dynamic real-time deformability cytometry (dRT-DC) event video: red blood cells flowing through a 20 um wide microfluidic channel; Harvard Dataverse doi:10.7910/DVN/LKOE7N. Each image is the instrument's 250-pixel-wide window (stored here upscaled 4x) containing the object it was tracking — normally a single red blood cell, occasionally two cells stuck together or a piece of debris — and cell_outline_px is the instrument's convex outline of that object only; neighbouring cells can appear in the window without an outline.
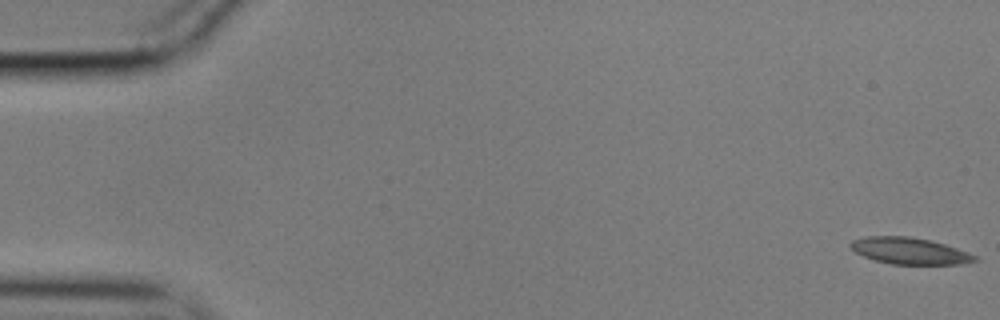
{"species": "common noctule bat (a hibernating species)", "species_latin": "Nyctalus noctula", "temperature_condition": "cold", "stored_images_in_passage": 57, "camera_frame_rate_fps": 3000, "um_per_image_px": 0.085, "animal": {"sex": "male", "body_mass_g": 17.9}, "frame": {"image": 1, "passage_image": 1, "time_ms": 0.0, "image_size_px": [1000, 320], "cell_outline_px": [[980, 260], [960, 264], [892, 264], [876, 260], [864, 256], [856, 252], [848, 244], [852, 240], [868, 236], [908, 236], [932, 240], [968, 252], [976, 256]], "centroid_in_image_um": [77.33, 21.32], "position_along_channel_um": 7.7, "area_um2": 19.13}}
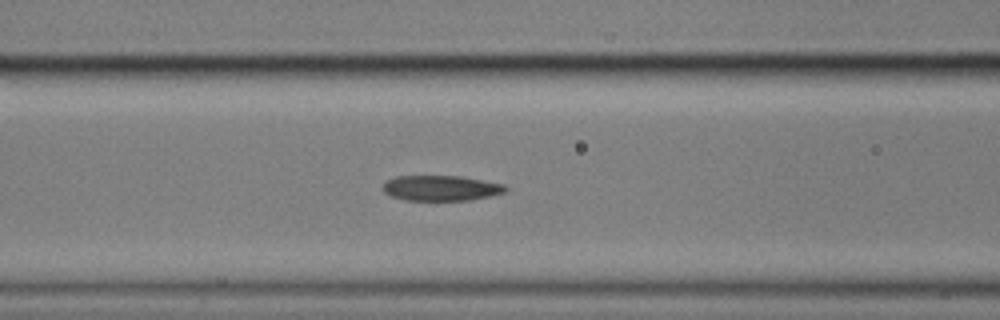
{"frame": {"image": 2, "passage_image": 23, "time_ms": 7.333, "image_size_px": [1000, 320], "cell_outline_px": [[508, 188], [504, 192], [488, 196], [468, 200], [404, 200], [392, 196], [384, 192], [380, 188], [388, 180], [396, 176], [464, 176], [504, 184]], "centroid_in_image_um": [37.47, 15.98], "position_along_channel_um": 129.1, "area_um2": 18.09}}
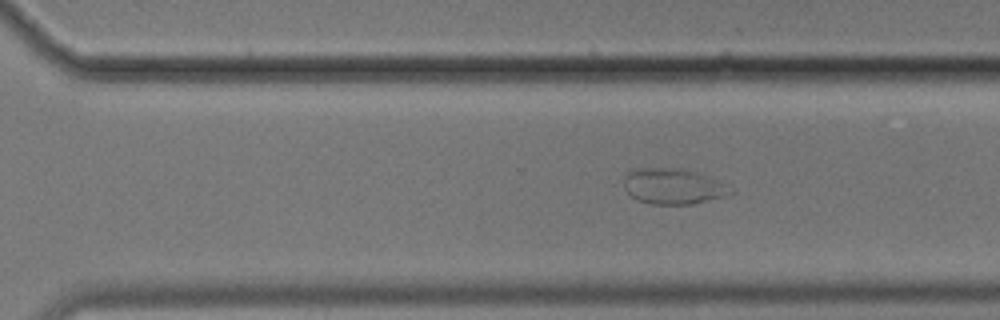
{"frame": {"image": 3, "passage_image": 39, "time_ms": 12.667, "image_size_px": [1000, 320], "cell_outline_px": [[736, 192], [724, 196], [692, 204], [648, 204], [636, 200], [624, 188], [624, 176], [632, 168], [680, 168], [700, 172], [724, 184]], "centroid_in_image_um": [57.18, 15.83], "position_along_channel_um": 313.4, "area_um2": 22.31}}